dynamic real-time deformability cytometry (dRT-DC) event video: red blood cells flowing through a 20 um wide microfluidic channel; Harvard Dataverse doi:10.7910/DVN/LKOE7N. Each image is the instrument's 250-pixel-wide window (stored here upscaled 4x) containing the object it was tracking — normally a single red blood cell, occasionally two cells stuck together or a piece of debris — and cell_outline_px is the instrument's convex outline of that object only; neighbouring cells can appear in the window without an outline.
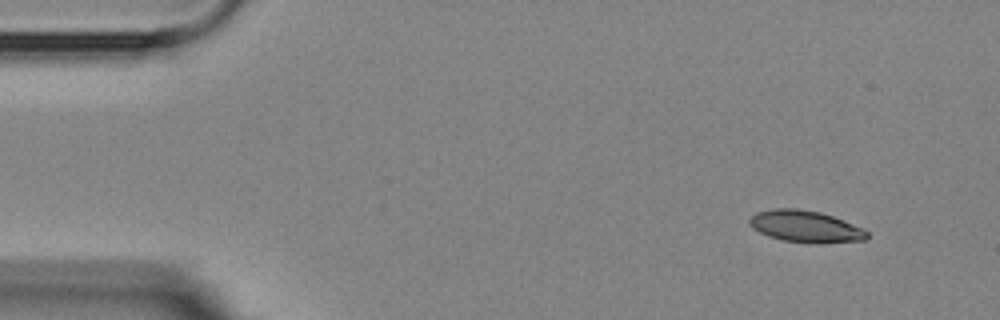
{"species": "Egyptian fruit bat (a non-hibernating species)", "species_latin": "Rousettus aegyptiacus", "temperature_condition": "room temperature", "stored_images_in_passage": 3, "camera_frame_rate_fps": 3000, "um_per_image_px": 0.085, "animal": {"sex": "female"}, "frame": {"image": 1, "passage_image": 1, "time_ms": 0.0, "image_size_px": [1000, 320], "cell_outline_px": [[868, 236], [864, 240], [816, 244], [784, 240], [768, 236], [752, 228], [748, 224], [748, 220], [756, 212], [776, 208], [796, 208], [820, 212], [844, 220], [864, 228], [868, 232]], "centroid_in_image_um": [68.47, 19.25], "position_along_channel_um": 16.5, "area_um2": 21.85}}
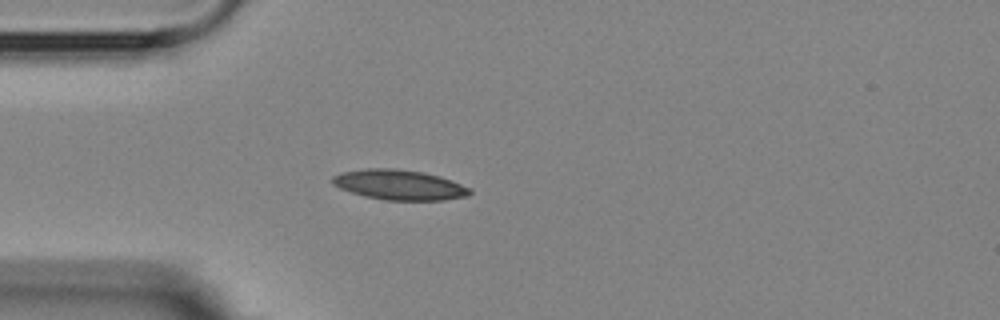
{"frame": {"image": 2, "passage_image": 3, "time_ms": 3.333, "image_size_px": [1000, 320], "cell_outline_px": [[472, 192], [468, 196], [444, 200], [384, 200], [364, 196], [340, 188], [332, 184], [332, 176], [340, 172], [364, 168], [396, 168], [424, 172], [440, 176], [452, 180], [472, 188]], "centroid_in_image_um": [33.96, 15.7], "position_along_channel_um": 51.0, "area_um2": 24.39}}